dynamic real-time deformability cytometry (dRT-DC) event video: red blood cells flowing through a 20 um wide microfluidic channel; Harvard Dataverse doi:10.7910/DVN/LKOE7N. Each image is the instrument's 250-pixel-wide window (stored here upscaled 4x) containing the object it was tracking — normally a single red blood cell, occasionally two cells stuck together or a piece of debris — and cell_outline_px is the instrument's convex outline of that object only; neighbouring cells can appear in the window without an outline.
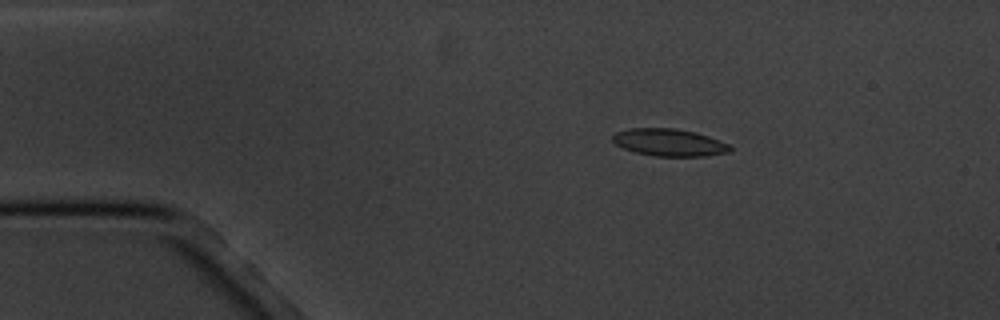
{"species": "common noctule bat (a hibernating species)", "species_latin": "Nyctalus noctula", "temperature_condition": "cold", "stored_images_in_passage": 4, "camera_frame_rate_fps": 3000, "um_per_image_px": 0.085, "animal": {"sex": "male", "body_mass_g": 20.1, "forearm_length_mm": 53.5}, "frame": {"image": 1, "passage_image": 2, "time_ms": 1.0, "image_size_px": [1000, 320], "cell_outline_px": [[732, 148], [728, 152], [704, 156], [652, 156], [636, 152], [624, 148], [616, 144], [612, 140], [612, 136], [616, 132], [628, 128], [672, 128], [696, 132], [708, 136], [728, 144]], "centroid_in_image_um": [56.85, 12.1], "position_along_channel_um": 28.1, "area_um2": 18.55}}
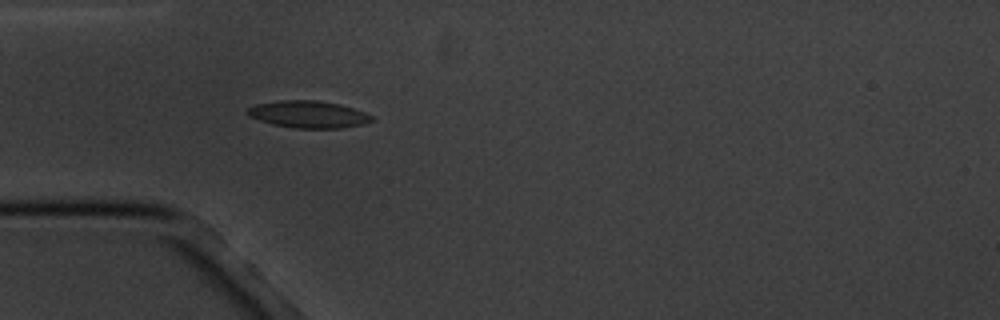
{"frame": {"image": 2, "passage_image": 4, "time_ms": 3.333, "image_size_px": [1000, 320], "cell_outline_px": [[376, 120], [360, 124], [340, 128], [296, 128], [272, 124], [248, 116], [248, 108], [256, 104], [276, 100], [316, 100], [340, 104], [364, 112], [372, 116]], "centroid_in_image_um": [26.2, 9.71], "position_along_channel_um": 58.8, "area_um2": 19.48}}